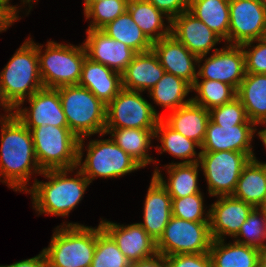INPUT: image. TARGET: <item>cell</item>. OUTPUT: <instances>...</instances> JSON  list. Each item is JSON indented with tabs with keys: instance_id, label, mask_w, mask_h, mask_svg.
Listing matches in <instances>:
<instances>
[{
	"instance_id": "obj_19",
	"label": "cell",
	"mask_w": 266,
	"mask_h": 267,
	"mask_svg": "<svg viewBox=\"0 0 266 267\" xmlns=\"http://www.w3.org/2000/svg\"><path fill=\"white\" fill-rule=\"evenodd\" d=\"M171 35L197 57L208 55L216 44L224 41L214 31L189 11L183 12L171 21Z\"/></svg>"
},
{
	"instance_id": "obj_27",
	"label": "cell",
	"mask_w": 266,
	"mask_h": 267,
	"mask_svg": "<svg viewBox=\"0 0 266 267\" xmlns=\"http://www.w3.org/2000/svg\"><path fill=\"white\" fill-rule=\"evenodd\" d=\"M127 11L152 43L171 34V21L169 18L148 0H129ZM164 20L167 21V26Z\"/></svg>"
},
{
	"instance_id": "obj_15",
	"label": "cell",
	"mask_w": 266,
	"mask_h": 267,
	"mask_svg": "<svg viewBox=\"0 0 266 267\" xmlns=\"http://www.w3.org/2000/svg\"><path fill=\"white\" fill-rule=\"evenodd\" d=\"M256 131L255 124L219 126L210 119L200 152L236 151L255 158L251 142Z\"/></svg>"
},
{
	"instance_id": "obj_22",
	"label": "cell",
	"mask_w": 266,
	"mask_h": 267,
	"mask_svg": "<svg viewBox=\"0 0 266 267\" xmlns=\"http://www.w3.org/2000/svg\"><path fill=\"white\" fill-rule=\"evenodd\" d=\"M78 85L87 88L108 105L122 89L121 73L86 56Z\"/></svg>"
},
{
	"instance_id": "obj_51",
	"label": "cell",
	"mask_w": 266,
	"mask_h": 267,
	"mask_svg": "<svg viewBox=\"0 0 266 267\" xmlns=\"http://www.w3.org/2000/svg\"><path fill=\"white\" fill-rule=\"evenodd\" d=\"M262 211L266 212V192H265V199L263 201V203L261 204V206L259 207Z\"/></svg>"
},
{
	"instance_id": "obj_39",
	"label": "cell",
	"mask_w": 266,
	"mask_h": 267,
	"mask_svg": "<svg viewBox=\"0 0 266 267\" xmlns=\"http://www.w3.org/2000/svg\"><path fill=\"white\" fill-rule=\"evenodd\" d=\"M204 194L172 198V216L193 222H209V209L205 211Z\"/></svg>"
},
{
	"instance_id": "obj_12",
	"label": "cell",
	"mask_w": 266,
	"mask_h": 267,
	"mask_svg": "<svg viewBox=\"0 0 266 267\" xmlns=\"http://www.w3.org/2000/svg\"><path fill=\"white\" fill-rule=\"evenodd\" d=\"M197 67L196 79L217 80L236 90L246 75L245 55L241 45L225 44L209 57L200 56Z\"/></svg>"
},
{
	"instance_id": "obj_47",
	"label": "cell",
	"mask_w": 266,
	"mask_h": 267,
	"mask_svg": "<svg viewBox=\"0 0 266 267\" xmlns=\"http://www.w3.org/2000/svg\"><path fill=\"white\" fill-rule=\"evenodd\" d=\"M0 107H2V109L5 112L4 116L3 114L0 115V120H5V119H8L14 116V108L10 105V103L4 97L2 89H1V84H0Z\"/></svg>"
},
{
	"instance_id": "obj_8",
	"label": "cell",
	"mask_w": 266,
	"mask_h": 267,
	"mask_svg": "<svg viewBox=\"0 0 266 267\" xmlns=\"http://www.w3.org/2000/svg\"><path fill=\"white\" fill-rule=\"evenodd\" d=\"M42 171L77 167L79 139L68 127L39 126L30 130Z\"/></svg>"
},
{
	"instance_id": "obj_7",
	"label": "cell",
	"mask_w": 266,
	"mask_h": 267,
	"mask_svg": "<svg viewBox=\"0 0 266 267\" xmlns=\"http://www.w3.org/2000/svg\"><path fill=\"white\" fill-rule=\"evenodd\" d=\"M85 139H79L77 168L88 178L90 183L97 177L116 178L142 167L111 138L90 140L84 149ZM87 151L85 160L83 151Z\"/></svg>"
},
{
	"instance_id": "obj_25",
	"label": "cell",
	"mask_w": 266,
	"mask_h": 267,
	"mask_svg": "<svg viewBox=\"0 0 266 267\" xmlns=\"http://www.w3.org/2000/svg\"><path fill=\"white\" fill-rule=\"evenodd\" d=\"M168 180L163 177L161 169L156 167L153 175L167 189L171 198H183L192 194H203L198 185L199 162L169 163L165 165ZM165 179V180H164Z\"/></svg>"
},
{
	"instance_id": "obj_34",
	"label": "cell",
	"mask_w": 266,
	"mask_h": 267,
	"mask_svg": "<svg viewBox=\"0 0 266 267\" xmlns=\"http://www.w3.org/2000/svg\"><path fill=\"white\" fill-rule=\"evenodd\" d=\"M101 30L114 40L126 44L137 53L152 50V42L143 34L128 11L109 22Z\"/></svg>"
},
{
	"instance_id": "obj_36",
	"label": "cell",
	"mask_w": 266,
	"mask_h": 267,
	"mask_svg": "<svg viewBox=\"0 0 266 267\" xmlns=\"http://www.w3.org/2000/svg\"><path fill=\"white\" fill-rule=\"evenodd\" d=\"M90 267H130V262L100 223L96 227V248Z\"/></svg>"
},
{
	"instance_id": "obj_35",
	"label": "cell",
	"mask_w": 266,
	"mask_h": 267,
	"mask_svg": "<svg viewBox=\"0 0 266 267\" xmlns=\"http://www.w3.org/2000/svg\"><path fill=\"white\" fill-rule=\"evenodd\" d=\"M191 91L197 94L191 97L192 102L209 111L232 101L237 93V90L229 84L207 79H202L200 82L199 79H195Z\"/></svg>"
},
{
	"instance_id": "obj_14",
	"label": "cell",
	"mask_w": 266,
	"mask_h": 267,
	"mask_svg": "<svg viewBox=\"0 0 266 267\" xmlns=\"http://www.w3.org/2000/svg\"><path fill=\"white\" fill-rule=\"evenodd\" d=\"M27 101L29 108L18 105L14 109V115L29 130L46 125L68 127L57 89L43 87L26 99Z\"/></svg>"
},
{
	"instance_id": "obj_16",
	"label": "cell",
	"mask_w": 266,
	"mask_h": 267,
	"mask_svg": "<svg viewBox=\"0 0 266 267\" xmlns=\"http://www.w3.org/2000/svg\"><path fill=\"white\" fill-rule=\"evenodd\" d=\"M254 207L232 195L217 196L209 208V226L212 239L234 238ZM225 236V237H224Z\"/></svg>"
},
{
	"instance_id": "obj_1",
	"label": "cell",
	"mask_w": 266,
	"mask_h": 267,
	"mask_svg": "<svg viewBox=\"0 0 266 267\" xmlns=\"http://www.w3.org/2000/svg\"><path fill=\"white\" fill-rule=\"evenodd\" d=\"M0 126V181L16 192H26L32 175L43 172L35 156L31 132L15 115L0 120Z\"/></svg>"
},
{
	"instance_id": "obj_44",
	"label": "cell",
	"mask_w": 266,
	"mask_h": 267,
	"mask_svg": "<svg viewBox=\"0 0 266 267\" xmlns=\"http://www.w3.org/2000/svg\"><path fill=\"white\" fill-rule=\"evenodd\" d=\"M130 267H169L166 255L156 253L155 255L130 263Z\"/></svg>"
},
{
	"instance_id": "obj_31",
	"label": "cell",
	"mask_w": 266,
	"mask_h": 267,
	"mask_svg": "<svg viewBox=\"0 0 266 267\" xmlns=\"http://www.w3.org/2000/svg\"><path fill=\"white\" fill-rule=\"evenodd\" d=\"M158 137V138H157ZM160 141L156 150L160 154L168 152L172 157L183 159L182 162L175 163H196L199 162L201 153H197L195 148L201 146L192 139L186 138L181 133L172 129L162 118L157 123L155 129V138Z\"/></svg>"
},
{
	"instance_id": "obj_5",
	"label": "cell",
	"mask_w": 266,
	"mask_h": 267,
	"mask_svg": "<svg viewBox=\"0 0 266 267\" xmlns=\"http://www.w3.org/2000/svg\"><path fill=\"white\" fill-rule=\"evenodd\" d=\"M68 128L78 139L99 134L103 137L106 126V108L90 90L76 85L56 88Z\"/></svg>"
},
{
	"instance_id": "obj_28",
	"label": "cell",
	"mask_w": 266,
	"mask_h": 267,
	"mask_svg": "<svg viewBox=\"0 0 266 267\" xmlns=\"http://www.w3.org/2000/svg\"><path fill=\"white\" fill-rule=\"evenodd\" d=\"M236 97L242 102L251 122L256 126L266 122V74L246 73Z\"/></svg>"
},
{
	"instance_id": "obj_2",
	"label": "cell",
	"mask_w": 266,
	"mask_h": 267,
	"mask_svg": "<svg viewBox=\"0 0 266 267\" xmlns=\"http://www.w3.org/2000/svg\"><path fill=\"white\" fill-rule=\"evenodd\" d=\"M74 170L75 177H68ZM41 175L49 181L42 182L35 178L33 185L26 191L31 195L33 209L39 215L69 216L90 185L88 178L77 167L47 170Z\"/></svg>"
},
{
	"instance_id": "obj_20",
	"label": "cell",
	"mask_w": 266,
	"mask_h": 267,
	"mask_svg": "<svg viewBox=\"0 0 266 267\" xmlns=\"http://www.w3.org/2000/svg\"><path fill=\"white\" fill-rule=\"evenodd\" d=\"M152 50L157 55L165 72L187 81L191 86L197 78L198 57L192 54L171 34L152 43Z\"/></svg>"
},
{
	"instance_id": "obj_46",
	"label": "cell",
	"mask_w": 266,
	"mask_h": 267,
	"mask_svg": "<svg viewBox=\"0 0 266 267\" xmlns=\"http://www.w3.org/2000/svg\"><path fill=\"white\" fill-rule=\"evenodd\" d=\"M18 18L7 6L0 2V32H5Z\"/></svg>"
},
{
	"instance_id": "obj_49",
	"label": "cell",
	"mask_w": 266,
	"mask_h": 267,
	"mask_svg": "<svg viewBox=\"0 0 266 267\" xmlns=\"http://www.w3.org/2000/svg\"><path fill=\"white\" fill-rule=\"evenodd\" d=\"M259 265L266 267V245L259 250Z\"/></svg>"
},
{
	"instance_id": "obj_38",
	"label": "cell",
	"mask_w": 266,
	"mask_h": 267,
	"mask_svg": "<svg viewBox=\"0 0 266 267\" xmlns=\"http://www.w3.org/2000/svg\"><path fill=\"white\" fill-rule=\"evenodd\" d=\"M233 239L258 250L264 247L266 245V212L260 208H253Z\"/></svg>"
},
{
	"instance_id": "obj_6",
	"label": "cell",
	"mask_w": 266,
	"mask_h": 267,
	"mask_svg": "<svg viewBox=\"0 0 266 267\" xmlns=\"http://www.w3.org/2000/svg\"><path fill=\"white\" fill-rule=\"evenodd\" d=\"M43 47L37 44L39 72L43 87L56 89L78 84L82 64L87 56L84 44L77 46L48 41L44 50Z\"/></svg>"
},
{
	"instance_id": "obj_54",
	"label": "cell",
	"mask_w": 266,
	"mask_h": 267,
	"mask_svg": "<svg viewBox=\"0 0 266 267\" xmlns=\"http://www.w3.org/2000/svg\"><path fill=\"white\" fill-rule=\"evenodd\" d=\"M29 1H30L31 3H32V2H33V3H34V2H35V3L37 2V0H29Z\"/></svg>"
},
{
	"instance_id": "obj_40",
	"label": "cell",
	"mask_w": 266,
	"mask_h": 267,
	"mask_svg": "<svg viewBox=\"0 0 266 267\" xmlns=\"http://www.w3.org/2000/svg\"><path fill=\"white\" fill-rule=\"evenodd\" d=\"M210 119L219 126L254 124L249 120L242 102L237 97L228 103L212 108Z\"/></svg>"
},
{
	"instance_id": "obj_26",
	"label": "cell",
	"mask_w": 266,
	"mask_h": 267,
	"mask_svg": "<svg viewBox=\"0 0 266 267\" xmlns=\"http://www.w3.org/2000/svg\"><path fill=\"white\" fill-rule=\"evenodd\" d=\"M104 134H110V138L142 168L152 162L156 164V159L148 154L155 129L105 128Z\"/></svg>"
},
{
	"instance_id": "obj_13",
	"label": "cell",
	"mask_w": 266,
	"mask_h": 267,
	"mask_svg": "<svg viewBox=\"0 0 266 267\" xmlns=\"http://www.w3.org/2000/svg\"><path fill=\"white\" fill-rule=\"evenodd\" d=\"M229 45L265 38L266 8L259 0H229Z\"/></svg>"
},
{
	"instance_id": "obj_45",
	"label": "cell",
	"mask_w": 266,
	"mask_h": 267,
	"mask_svg": "<svg viewBox=\"0 0 266 267\" xmlns=\"http://www.w3.org/2000/svg\"><path fill=\"white\" fill-rule=\"evenodd\" d=\"M0 267H48V263L45 253L42 250L38 255L32 258L16 261L10 265H0Z\"/></svg>"
},
{
	"instance_id": "obj_3",
	"label": "cell",
	"mask_w": 266,
	"mask_h": 267,
	"mask_svg": "<svg viewBox=\"0 0 266 267\" xmlns=\"http://www.w3.org/2000/svg\"><path fill=\"white\" fill-rule=\"evenodd\" d=\"M16 50L0 72L3 95L14 109L43 88L37 43L29 37Z\"/></svg>"
},
{
	"instance_id": "obj_24",
	"label": "cell",
	"mask_w": 266,
	"mask_h": 267,
	"mask_svg": "<svg viewBox=\"0 0 266 267\" xmlns=\"http://www.w3.org/2000/svg\"><path fill=\"white\" fill-rule=\"evenodd\" d=\"M162 119L172 129L201 146L206 136L210 111L191 101L187 105L168 112Z\"/></svg>"
},
{
	"instance_id": "obj_29",
	"label": "cell",
	"mask_w": 266,
	"mask_h": 267,
	"mask_svg": "<svg viewBox=\"0 0 266 267\" xmlns=\"http://www.w3.org/2000/svg\"><path fill=\"white\" fill-rule=\"evenodd\" d=\"M266 163L256 157L244 166L233 197L259 208L265 199Z\"/></svg>"
},
{
	"instance_id": "obj_18",
	"label": "cell",
	"mask_w": 266,
	"mask_h": 267,
	"mask_svg": "<svg viewBox=\"0 0 266 267\" xmlns=\"http://www.w3.org/2000/svg\"><path fill=\"white\" fill-rule=\"evenodd\" d=\"M83 42L87 57L122 73L137 54L126 44L114 40L101 29H86Z\"/></svg>"
},
{
	"instance_id": "obj_30",
	"label": "cell",
	"mask_w": 266,
	"mask_h": 267,
	"mask_svg": "<svg viewBox=\"0 0 266 267\" xmlns=\"http://www.w3.org/2000/svg\"><path fill=\"white\" fill-rule=\"evenodd\" d=\"M224 240L213 239L209 254L213 267H256L259 264V250L238 243H225Z\"/></svg>"
},
{
	"instance_id": "obj_48",
	"label": "cell",
	"mask_w": 266,
	"mask_h": 267,
	"mask_svg": "<svg viewBox=\"0 0 266 267\" xmlns=\"http://www.w3.org/2000/svg\"><path fill=\"white\" fill-rule=\"evenodd\" d=\"M0 2L3 3L5 6H7L18 18L20 17V19H21V16H19V14H18L20 12L19 9H21V8L18 5H12L10 3V0H0ZM21 2H22L21 4H23V6H25V5L27 6V4H28L29 10L26 11L27 12L26 15H28L29 12L31 11L32 7H33V5H32L33 3H31L29 0H21Z\"/></svg>"
},
{
	"instance_id": "obj_52",
	"label": "cell",
	"mask_w": 266,
	"mask_h": 267,
	"mask_svg": "<svg viewBox=\"0 0 266 267\" xmlns=\"http://www.w3.org/2000/svg\"><path fill=\"white\" fill-rule=\"evenodd\" d=\"M261 4L266 8V0H259Z\"/></svg>"
},
{
	"instance_id": "obj_37",
	"label": "cell",
	"mask_w": 266,
	"mask_h": 267,
	"mask_svg": "<svg viewBox=\"0 0 266 267\" xmlns=\"http://www.w3.org/2000/svg\"><path fill=\"white\" fill-rule=\"evenodd\" d=\"M129 0H101L98 2H84V15L89 19L88 29H102L109 22L127 11Z\"/></svg>"
},
{
	"instance_id": "obj_41",
	"label": "cell",
	"mask_w": 266,
	"mask_h": 267,
	"mask_svg": "<svg viewBox=\"0 0 266 267\" xmlns=\"http://www.w3.org/2000/svg\"><path fill=\"white\" fill-rule=\"evenodd\" d=\"M255 42L256 45L253 44ZM241 47L245 55L246 73L266 74V39L249 41Z\"/></svg>"
},
{
	"instance_id": "obj_10",
	"label": "cell",
	"mask_w": 266,
	"mask_h": 267,
	"mask_svg": "<svg viewBox=\"0 0 266 267\" xmlns=\"http://www.w3.org/2000/svg\"><path fill=\"white\" fill-rule=\"evenodd\" d=\"M209 222H193L171 216L156 242L157 252L171 256L208 253L212 242Z\"/></svg>"
},
{
	"instance_id": "obj_4",
	"label": "cell",
	"mask_w": 266,
	"mask_h": 267,
	"mask_svg": "<svg viewBox=\"0 0 266 267\" xmlns=\"http://www.w3.org/2000/svg\"><path fill=\"white\" fill-rule=\"evenodd\" d=\"M96 248V227L64 222L44 248L48 267H90Z\"/></svg>"
},
{
	"instance_id": "obj_50",
	"label": "cell",
	"mask_w": 266,
	"mask_h": 267,
	"mask_svg": "<svg viewBox=\"0 0 266 267\" xmlns=\"http://www.w3.org/2000/svg\"><path fill=\"white\" fill-rule=\"evenodd\" d=\"M261 126H265V128H263L260 131H258L257 135H258V137L260 138V140L262 141L263 145L266 148V122L261 124Z\"/></svg>"
},
{
	"instance_id": "obj_53",
	"label": "cell",
	"mask_w": 266,
	"mask_h": 267,
	"mask_svg": "<svg viewBox=\"0 0 266 267\" xmlns=\"http://www.w3.org/2000/svg\"><path fill=\"white\" fill-rule=\"evenodd\" d=\"M98 1H101V0H84V2H98Z\"/></svg>"
},
{
	"instance_id": "obj_21",
	"label": "cell",
	"mask_w": 266,
	"mask_h": 267,
	"mask_svg": "<svg viewBox=\"0 0 266 267\" xmlns=\"http://www.w3.org/2000/svg\"><path fill=\"white\" fill-rule=\"evenodd\" d=\"M139 224L157 242L172 216V198L167 189L152 175Z\"/></svg>"
},
{
	"instance_id": "obj_32",
	"label": "cell",
	"mask_w": 266,
	"mask_h": 267,
	"mask_svg": "<svg viewBox=\"0 0 266 267\" xmlns=\"http://www.w3.org/2000/svg\"><path fill=\"white\" fill-rule=\"evenodd\" d=\"M188 11L229 44V0H190Z\"/></svg>"
},
{
	"instance_id": "obj_17",
	"label": "cell",
	"mask_w": 266,
	"mask_h": 267,
	"mask_svg": "<svg viewBox=\"0 0 266 267\" xmlns=\"http://www.w3.org/2000/svg\"><path fill=\"white\" fill-rule=\"evenodd\" d=\"M100 225L113 238L130 263L149 258L157 253L156 241L139 223L120 225V223L102 219Z\"/></svg>"
},
{
	"instance_id": "obj_33",
	"label": "cell",
	"mask_w": 266,
	"mask_h": 267,
	"mask_svg": "<svg viewBox=\"0 0 266 267\" xmlns=\"http://www.w3.org/2000/svg\"><path fill=\"white\" fill-rule=\"evenodd\" d=\"M191 85L184 79L165 72L156 85L148 91L149 97L161 108L169 112L187 105L192 100L185 99L191 91Z\"/></svg>"
},
{
	"instance_id": "obj_11",
	"label": "cell",
	"mask_w": 266,
	"mask_h": 267,
	"mask_svg": "<svg viewBox=\"0 0 266 267\" xmlns=\"http://www.w3.org/2000/svg\"><path fill=\"white\" fill-rule=\"evenodd\" d=\"M142 92L122 88L106 108L105 128L156 129L160 115Z\"/></svg>"
},
{
	"instance_id": "obj_23",
	"label": "cell",
	"mask_w": 266,
	"mask_h": 267,
	"mask_svg": "<svg viewBox=\"0 0 266 267\" xmlns=\"http://www.w3.org/2000/svg\"><path fill=\"white\" fill-rule=\"evenodd\" d=\"M165 73L153 50L137 53L121 73L122 88L139 92L149 91Z\"/></svg>"
},
{
	"instance_id": "obj_42",
	"label": "cell",
	"mask_w": 266,
	"mask_h": 267,
	"mask_svg": "<svg viewBox=\"0 0 266 267\" xmlns=\"http://www.w3.org/2000/svg\"><path fill=\"white\" fill-rule=\"evenodd\" d=\"M167 260L169 267H213L209 252L171 255Z\"/></svg>"
},
{
	"instance_id": "obj_9",
	"label": "cell",
	"mask_w": 266,
	"mask_h": 267,
	"mask_svg": "<svg viewBox=\"0 0 266 267\" xmlns=\"http://www.w3.org/2000/svg\"><path fill=\"white\" fill-rule=\"evenodd\" d=\"M199 165L210 196L232 195L244 166L250 161L246 153L236 151L200 152Z\"/></svg>"
},
{
	"instance_id": "obj_43",
	"label": "cell",
	"mask_w": 266,
	"mask_h": 267,
	"mask_svg": "<svg viewBox=\"0 0 266 267\" xmlns=\"http://www.w3.org/2000/svg\"><path fill=\"white\" fill-rule=\"evenodd\" d=\"M172 21L176 16L189 10L190 0H148Z\"/></svg>"
}]
</instances>
